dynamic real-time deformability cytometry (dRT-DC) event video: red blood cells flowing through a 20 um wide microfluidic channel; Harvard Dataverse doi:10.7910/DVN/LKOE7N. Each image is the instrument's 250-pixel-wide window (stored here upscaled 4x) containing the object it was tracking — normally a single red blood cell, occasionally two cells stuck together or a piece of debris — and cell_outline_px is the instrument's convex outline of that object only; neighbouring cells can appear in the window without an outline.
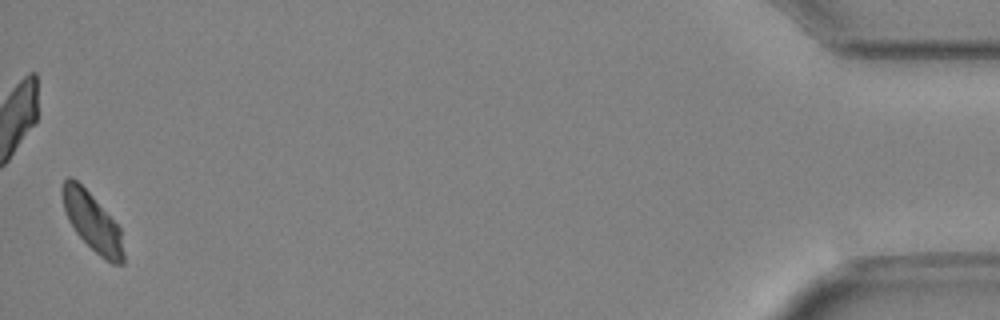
{"species": "Egyptian fruit bat (a non-hibernating species)", "species_latin": "Rousettus aegyptiacus", "temperature_condition": "cold", "stored_images_in_passage": 48, "camera_frame_rate_fps": 3000, "um_per_image_px": 0.085, "animal": {"sex": "female"}, "frame": {"image": 1, "passage_image": 48, "time_ms": 15.667, "image_size_px": [1000, 320], "cell_outline_px": [[124, 264], [112, 264], [104, 260], [76, 232], [68, 220], [64, 208], [64, 180], [68, 176], [72, 176], [92, 196], [120, 228], [124, 252]], "centroid_in_image_um": [7.89, 18.92], "position_along_channel_um": 427.3, "area_um2": 20.11}}